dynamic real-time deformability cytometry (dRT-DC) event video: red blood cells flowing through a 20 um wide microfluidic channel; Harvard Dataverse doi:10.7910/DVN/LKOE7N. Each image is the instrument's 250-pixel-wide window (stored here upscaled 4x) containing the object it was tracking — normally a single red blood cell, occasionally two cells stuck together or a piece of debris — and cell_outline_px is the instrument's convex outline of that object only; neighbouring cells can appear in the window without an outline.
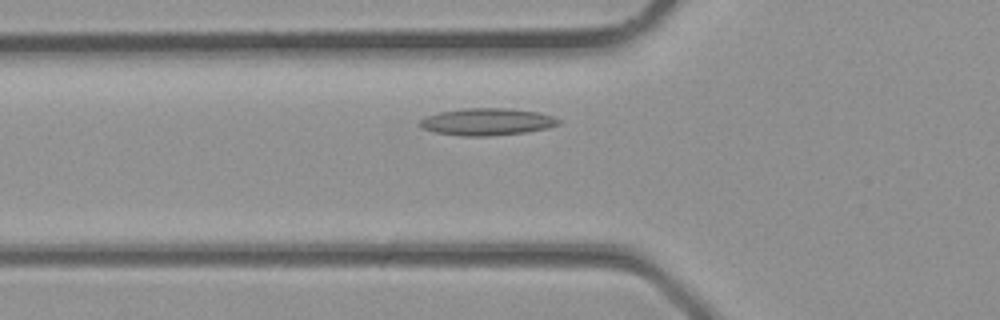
{"species": "common noctule bat (a hibernating species)", "species_latin": "Nyctalus noctula", "temperature_condition": "room temperature", "stored_images_in_passage": 29, "camera_frame_rate_fps": 3000, "um_per_image_px": 0.085, "animal": {"sex": "male", "body_mass_g": 23.1, "forearm_length_mm": 52.7}, "frame": {"image": 1, "passage_image": 6, "time_ms": 1.667, "image_size_px": [1000, 320], "cell_outline_px": [[560, 124], [548, 128], [524, 132], [488, 136], [464, 136], [436, 132], [424, 128], [420, 124], [420, 120], [424, 116], [440, 112], [464, 108], [508, 108], [540, 112], [552, 116], [560, 120]], "centroid_in_image_um": [41.42, 10.34], "position_along_channel_um": 84.4, "area_um2": 21.79}}
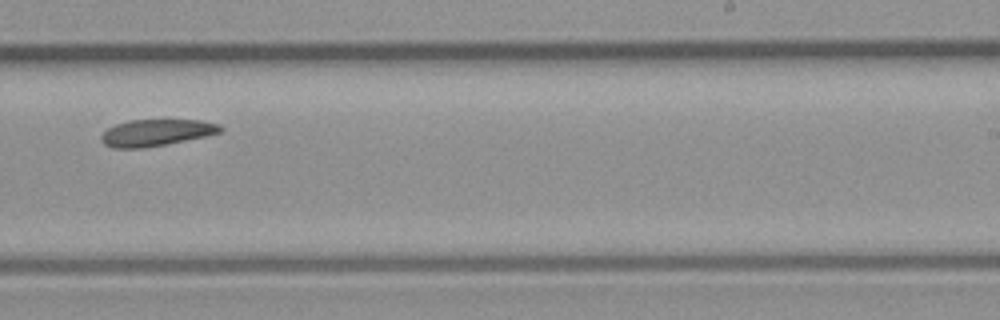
{"frame": {"image": 2, "passage_image": 16, "time_ms": 5.0, "image_size_px": [1000, 320], "cell_outline_px": [[224, 128], [220, 132], [204, 136], [164, 144], [140, 148], [112, 148], [104, 144], [100, 140], [100, 136], [108, 128], [116, 124], [128, 120], [200, 120], [220, 124]], "centroid_in_image_um": [13.25, 11.26], "position_along_channel_um": 275.8, "area_um2": 18.32}}
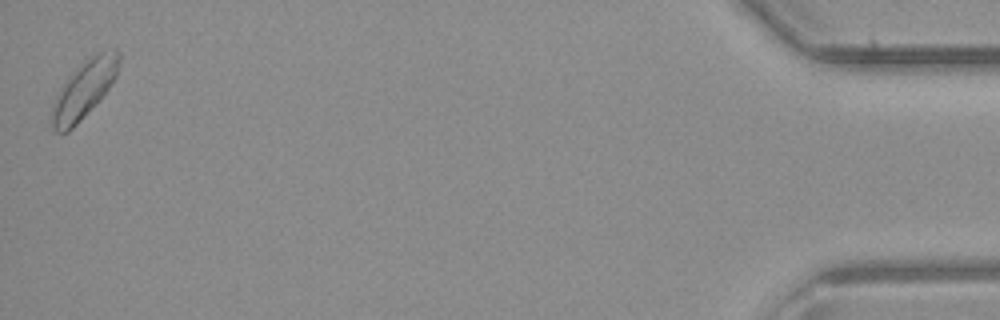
{"frame": {"image": 3, "passage_image": 29, "time_ms": 9.333, "image_size_px": [1000, 320], "cell_outline_px": [[120, 60], [116, 76], [108, 88], [80, 120], [68, 132], [56, 132], [52, 128], [52, 104], [60, 88], [68, 76], [88, 56], [96, 52], [116, 48], [120, 52]], "centroid_in_image_um": [7.14, 7.54], "position_along_channel_um": 428.1, "area_um2": 22.25}}